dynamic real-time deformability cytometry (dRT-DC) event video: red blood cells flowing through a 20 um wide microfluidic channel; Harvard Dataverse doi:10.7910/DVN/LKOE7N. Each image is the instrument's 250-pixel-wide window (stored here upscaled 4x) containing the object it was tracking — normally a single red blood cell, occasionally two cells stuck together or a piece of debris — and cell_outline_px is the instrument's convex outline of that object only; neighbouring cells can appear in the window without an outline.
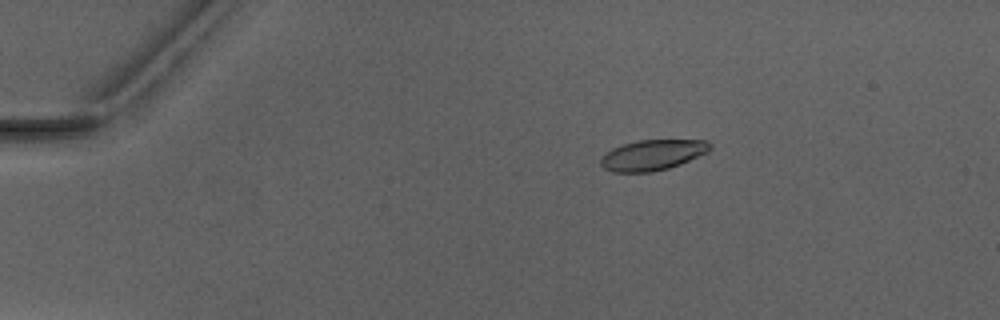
{"species": "Egyptian fruit bat (a non-hibernating species)", "species_latin": "Rousettus aegyptiacus", "temperature_condition": "warm", "stored_images_in_passage": 4, "camera_frame_rate_fps": 3000, "um_per_image_px": 0.085, "animal": {"sex": "male"}, "frame": {"image": 1, "passage_image": 3, "time_ms": 3.333, "image_size_px": [1000, 320], "cell_outline_px": [[712, 148], [708, 152], [680, 164], [668, 168], [652, 172], [612, 172], [604, 168], [600, 164], [600, 156], [604, 152], [612, 148], [624, 144], [640, 140], [704, 140], [712, 144]], "centroid_in_image_um": [55.44, 13.17], "position_along_channel_um": 29.6, "area_um2": 19.54}}